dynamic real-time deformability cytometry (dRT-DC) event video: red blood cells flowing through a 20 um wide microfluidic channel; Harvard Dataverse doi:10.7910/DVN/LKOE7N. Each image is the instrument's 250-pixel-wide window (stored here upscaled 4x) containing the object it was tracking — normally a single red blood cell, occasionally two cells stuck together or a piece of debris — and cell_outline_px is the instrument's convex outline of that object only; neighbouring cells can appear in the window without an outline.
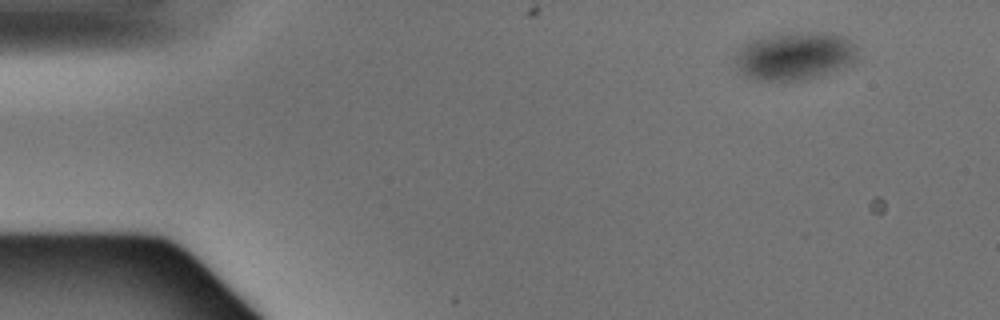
{"species": "Egyptian fruit bat (a non-hibernating species)", "species_latin": "Rousettus aegyptiacus", "temperature_condition": "warm", "stored_images_in_passage": 4, "camera_frame_rate_fps": 3000, "um_per_image_px": 0.085, "animal": {"sex": "male"}, "frame": {"image": 1, "passage_image": 1, "time_ms": 0.0, "image_size_px": [1000, 320], "cell_outline_px": [[860, 48], [856, 60], [852, 64], [820, 76], [804, 80], [752, 80], [744, 76], [736, 68], [736, 52], [744, 44], [760, 36], [796, 32], [824, 32], [844, 36], [852, 40]], "centroid_in_image_um": [67.59, 4.75], "position_along_channel_um": 17.4, "area_um2": 34.91}}